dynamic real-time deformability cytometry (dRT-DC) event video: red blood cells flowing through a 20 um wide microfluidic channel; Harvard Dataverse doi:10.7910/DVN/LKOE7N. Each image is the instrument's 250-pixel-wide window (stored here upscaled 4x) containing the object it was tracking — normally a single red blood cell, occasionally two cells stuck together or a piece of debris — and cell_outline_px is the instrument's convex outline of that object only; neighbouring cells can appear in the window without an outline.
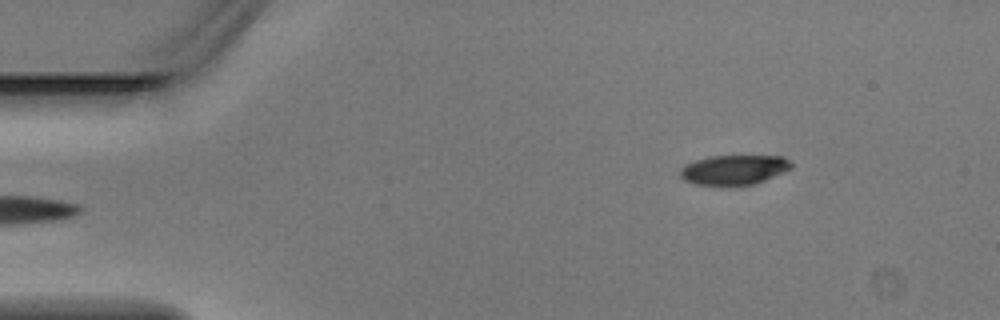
{"species": "Egyptian fruit bat (a non-hibernating species)", "species_latin": "Rousettus aegyptiacus", "temperature_condition": "warm", "stored_images_in_passage": 5, "camera_frame_rate_fps": 3000, "um_per_image_px": 0.085, "animal": {"sex": "male"}, "frame": {"image": 1, "passage_image": 5, "time_ms": 1.333, "image_size_px": [1000, 320], "cell_outline_px": [[792, 168], [764, 180], [752, 184], [728, 188], [720, 188], [696, 184], [684, 180], [680, 176], [680, 168], [684, 164], [708, 156], [784, 156], [792, 164]], "centroid_in_image_um": [62.33, 14.47], "position_along_channel_um": 22.7, "area_um2": 19.83}}